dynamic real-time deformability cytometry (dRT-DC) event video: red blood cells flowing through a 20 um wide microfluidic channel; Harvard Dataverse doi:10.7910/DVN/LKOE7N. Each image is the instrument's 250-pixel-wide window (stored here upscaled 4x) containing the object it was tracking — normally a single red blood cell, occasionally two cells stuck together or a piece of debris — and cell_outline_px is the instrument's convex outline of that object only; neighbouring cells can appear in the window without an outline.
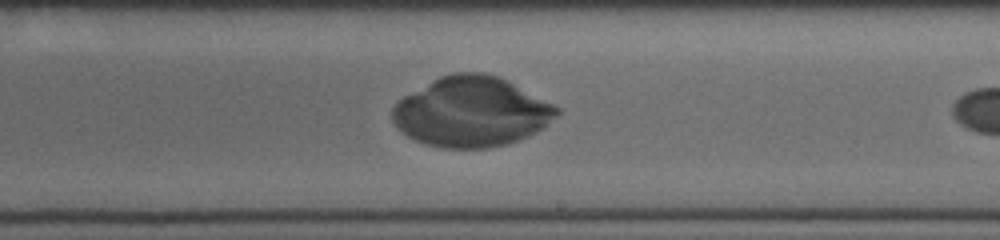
{"species": "human", "species_latin": "Homo sapiens", "temperature_condition": "cold", "stored_images_in_passage": 26, "camera_frame_rate_fps": 3000, "um_per_image_px": 0.085, "donor": {"sex": "male"}, "frame": {"image": 1, "passage_image": 15, "time_ms": 4.667, "image_size_px": [1000, 240], "cell_outline_px": [[560, 112], [536, 132], [528, 136], [508, 144], [488, 148], [444, 148], [424, 144], [408, 136], [396, 128], [392, 120], [392, 108], [404, 96], [432, 80], [440, 76], [452, 72], [484, 72], [496, 76], [560, 108]], "centroid_in_image_um": [40.01, 9.52], "position_along_channel_um": 249.0, "area_um2": 66.41}}
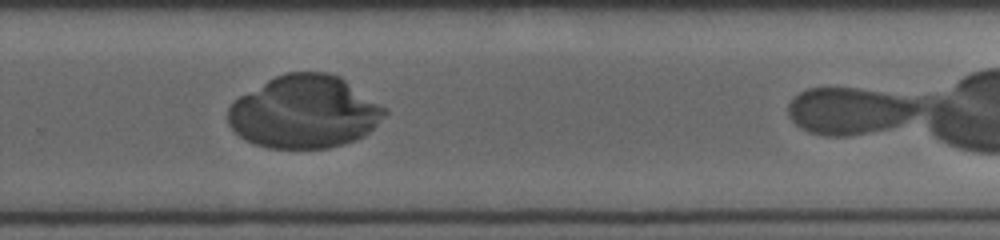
{"frame": {"image": 2, "passage_image": 19, "time_ms": 6.0, "image_size_px": [1000, 240], "cell_outline_px": [[388, 112], [364, 136], [356, 140], [344, 144], [328, 148], [268, 148], [256, 144], [240, 136], [228, 124], [228, 108], [240, 96], [268, 80], [284, 72], [328, 72], [340, 76], [388, 108]], "centroid_in_image_um": [25.9, 9.51], "position_along_channel_um": 303.9, "area_um2": 66.3}}